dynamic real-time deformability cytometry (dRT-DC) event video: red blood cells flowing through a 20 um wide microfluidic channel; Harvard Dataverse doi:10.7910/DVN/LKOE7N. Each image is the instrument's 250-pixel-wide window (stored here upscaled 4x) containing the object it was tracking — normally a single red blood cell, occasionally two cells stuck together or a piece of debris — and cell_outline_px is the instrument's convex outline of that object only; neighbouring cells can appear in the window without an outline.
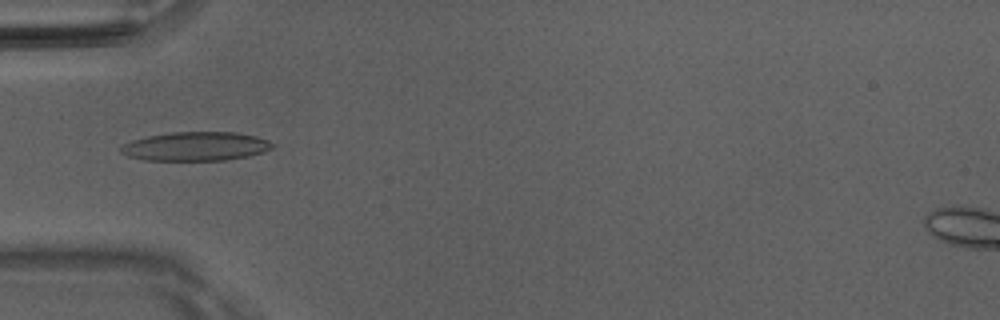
{"species": "Egyptian fruit bat (a non-hibernating species)", "species_latin": "Rousettus aegyptiacus", "temperature_condition": "room temperature", "stored_images_in_passage": 50, "camera_frame_rate_fps": 3000, "um_per_image_px": 0.085, "animal": {"sex": "male"}, "frame": {"image": 1, "passage_image": 16, "time_ms": 5.0, "image_size_px": [1000, 320], "cell_outline_px": [[276, 144], [272, 148], [264, 152], [248, 156], [228, 160], [144, 160], [128, 156], [120, 152], [120, 148], [124, 144], [132, 140], [148, 136], [172, 132], [236, 132], [256, 136], [268, 140]], "centroid_in_image_um": [16.67, 12.44], "position_along_channel_um": 68.3, "area_um2": 25.61}}
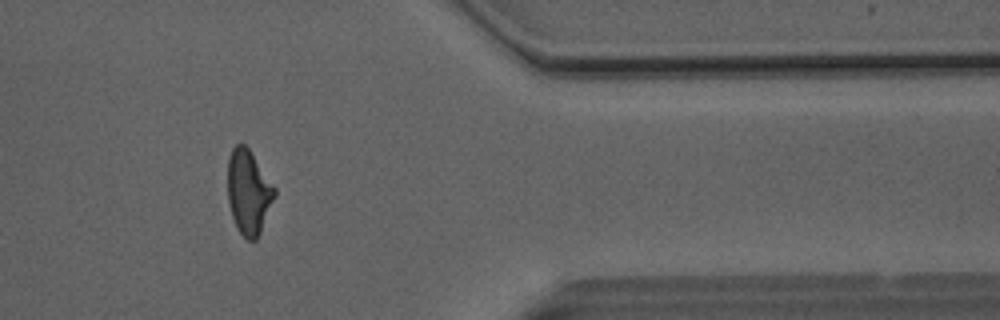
{"frame": {"image": 2, "passage_image": 41, "time_ms": 13.333, "image_size_px": [1000, 320], "cell_outline_px": [[276, 196], [260, 232], [256, 240], [248, 240], [236, 228], [232, 216], [228, 200], [228, 156], [232, 148], [236, 144], [244, 144], [248, 148], [276, 188]], "centroid_in_image_um": [21.13, 16.32], "position_along_channel_um": 390.3, "area_um2": 23.0}}
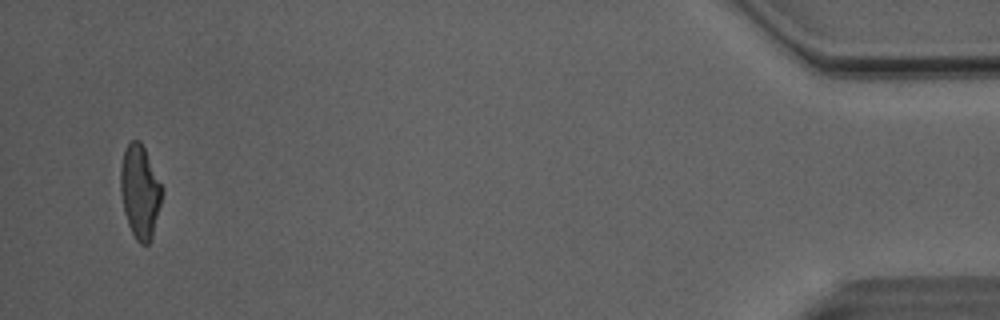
{"frame": {"image": 3, "passage_image": 48, "time_ms": 15.667, "image_size_px": [1000, 320], "cell_outline_px": [[164, 192], [152, 236], [148, 244], [140, 244], [136, 240], [128, 224], [124, 212], [120, 192], [120, 168], [124, 148], [132, 140], [140, 140], [164, 188]], "centroid_in_image_um": [11.9, 16.27], "position_along_channel_um": 423.3, "area_um2": 22.72}, "authors_computed_cell_mechanics": {"area_um2": 23.3512, "velocity_mm_per_s": 4.1171, "shape_relaxation_time_tau1_ms": 6.4475, "shape_relaxation_time_tau2_ms": 1.4003, "deformation_change_tau1": 0.2283, "deformation_change_tau2": 0.1009}}